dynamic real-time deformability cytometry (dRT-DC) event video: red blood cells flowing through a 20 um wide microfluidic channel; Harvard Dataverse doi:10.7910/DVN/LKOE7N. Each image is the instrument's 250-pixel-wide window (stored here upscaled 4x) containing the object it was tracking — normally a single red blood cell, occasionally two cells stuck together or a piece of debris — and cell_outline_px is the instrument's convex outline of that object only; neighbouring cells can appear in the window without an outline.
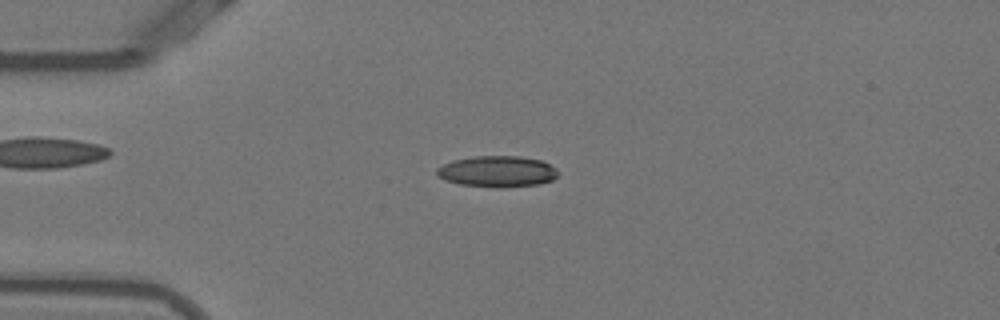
{"species": "Egyptian fruit bat (a non-hibernating species)", "species_latin": "Rousettus aegyptiacus", "temperature_condition": "warm", "stored_images_in_passage": 41, "camera_frame_rate_fps": 3000, "um_per_image_px": 0.085, "animal": {"sex": "female"}, "frame": {"image": 1, "passage_image": 11, "time_ms": 3.333, "image_size_px": [1000, 320], "cell_outline_px": [[556, 176], [552, 180], [536, 184], [504, 188], [496, 188], [460, 184], [444, 180], [436, 172], [436, 168], [452, 160], [472, 156], [520, 156], [540, 160], [556, 168]], "centroid_in_image_um": [42.23, 14.57], "position_along_channel_um": 42.8, "area_um2": 21.96}}
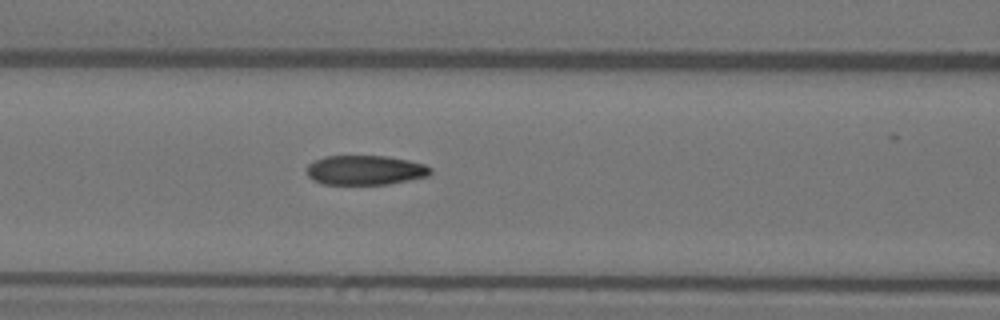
{"frame": {"image": 2, "passage_image": 20, "time_ms": 6.333, "image_size_px": [1000, 320], "cell_outline_px": [[432, 172], [428, 176], [388, 184], [324, 184], [312, 180], [308, 176], [308, 164], [312, 160], [324, 156], [388, 156], [408, 160], [424, 164], [432, 168]], "centroid_in_image_um": [31.03, 14.45], "position_along_channel_um": 135.6, "area_um2": 21.39}}
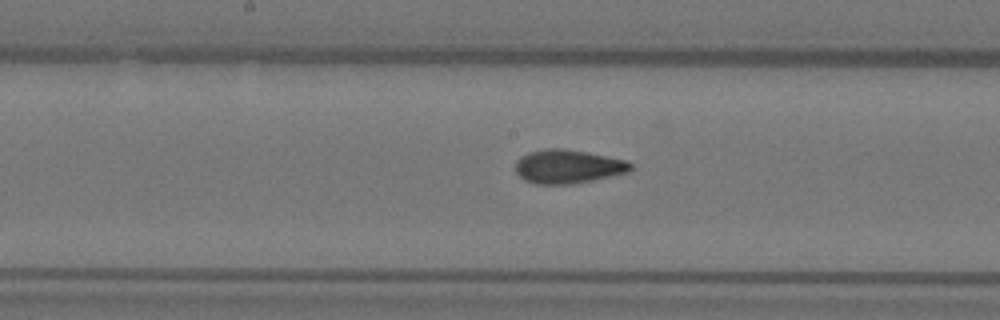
{"frame": {"image": 3, "passage_image": 25, "time_ms": 8.0, "image_size_px": [1000, 320], "cell_outline_px": [[632, 168], [628, 172], [592, 180], [568, 184], [536, 184], [524, 180], [516, 172], [516, 160], [520, 156], [528, 152], [544, 148], [560, 148], [588, 152], [628, 160], [632, 164]], "centroid_in_image_um": [48.26, 14.14], "position_along_channel_um": 199.9, "area_um2": 22.72}}